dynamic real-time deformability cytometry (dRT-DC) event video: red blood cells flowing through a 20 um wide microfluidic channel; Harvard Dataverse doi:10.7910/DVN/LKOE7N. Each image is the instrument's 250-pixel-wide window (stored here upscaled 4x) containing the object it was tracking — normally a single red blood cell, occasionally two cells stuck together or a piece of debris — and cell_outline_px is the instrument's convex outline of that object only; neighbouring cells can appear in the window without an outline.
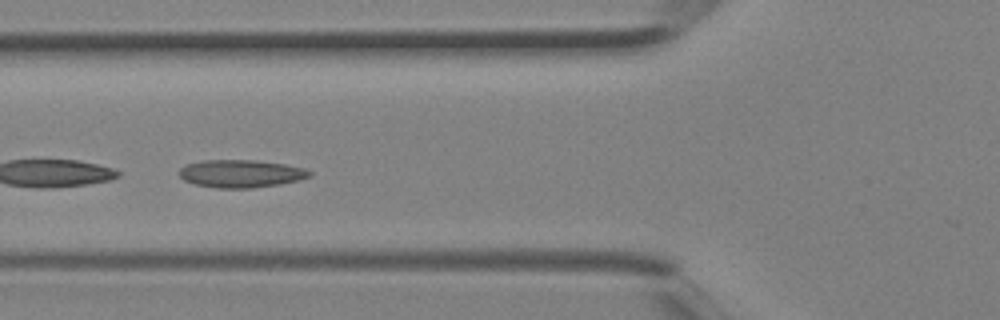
{"species": "Egyptian fruit bat (a non-hibernating species)", "species_latin": "Rousettus aegyptiacus", "temperature_condition": "room temperature", "stored_images_in_passage": 5, "camera_frame_rate_fps": 3000, "um_per_image_px": 0.085, "animal": {"sex": "female"}, "frame": {"image": 1, "passage_image": 4, "time_ms": 1.0, "image_size_px": [1000, 320], "cell_outline_px": [[312, 176], [300, 180], [280, 184], [252, 188], [216, 188], [196, 184], [184, 180], [180, 176], [180, 168], [188, 164], [204, 160], [256, 160], [284, 164], [304, 168], [312, 172]], "centroid_in_image_um": [20.52, 14.76], "position_along_channel_um": 105.3, "area_um2": 21.04}}
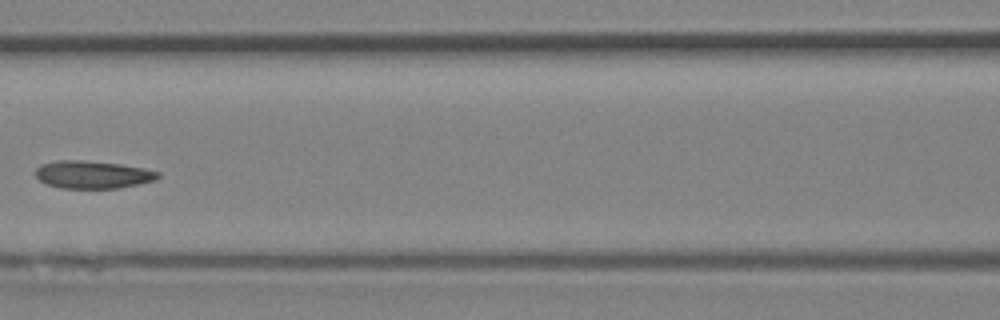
{"frame": {"image": 2, "passage_image": 5, "time_ms": 1.333, "image_size_px": [1000, 320], "cell_outline_px": [[160, 176], [156, 180], [140, 184], [116, 188], [60, 188], [48, 184], [40, 180], [36, 176], [36, 168], [40, 164], [56, 160], [80, 160], [120, 164], [144, 168], [160, 172]], "centroid_in_image_um": [7.89, 14.84], "position_along_channel_um": 158.7, "area_um2": 19.77}}